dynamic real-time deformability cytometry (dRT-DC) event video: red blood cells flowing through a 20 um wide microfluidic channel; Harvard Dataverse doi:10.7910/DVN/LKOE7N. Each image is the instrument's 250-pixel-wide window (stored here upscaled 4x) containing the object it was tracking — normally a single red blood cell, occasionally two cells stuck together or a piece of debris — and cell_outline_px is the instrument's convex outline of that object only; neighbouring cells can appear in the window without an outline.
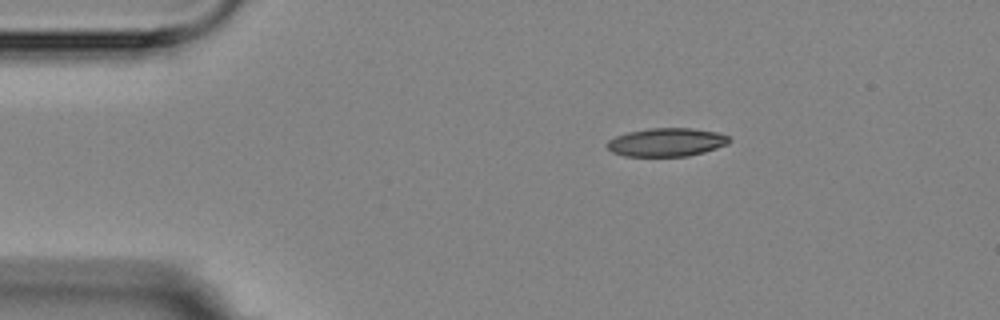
{"species": "Egyptian fruit bat (a non-hibernating species)", "species_latin": "Rousettus aegyptiacus", "temperature_condition": "room temperature", "stored_images_in_passage": 4, "camera_frame_rate_fps": 3000, "um_per_image_px": 0.085, "animal": {"sex": "female"}, "frame": {"image": 1, "passage_image": 1, "time_ms": 0.0, "image_size_px": [1000, 320], "cell_outline_px": [[732, 140], [728, 144], [704, 152], [688, 156], [624, 156], [612, 152], [604, 144], [608, 140], [616, 136], [628, 132], [648, 128], [692, 128], [716, 132], [728, 136]], "centroid_in_image_um": [56.64, 12.09], "position_along_channel_um": 28.4, "area_um2": 20.29}}
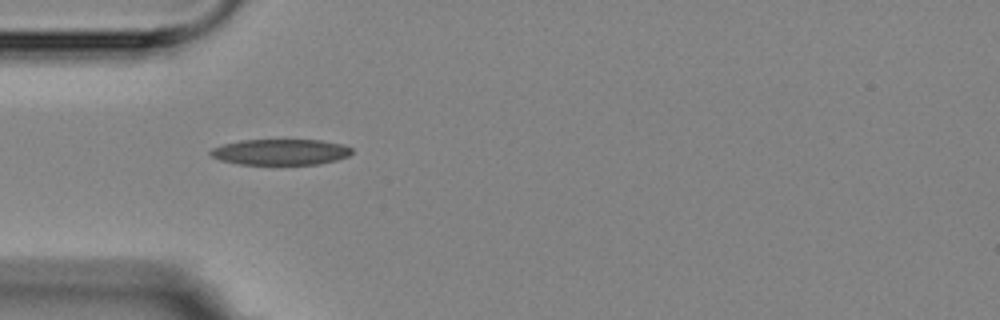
{"frame": {"image": 2, "passage_image": 3, "time_ms": 2.333, "image_size_px": [1000, 320], "cell_outline_px": [[352, 152], [348, 156], [336, 160], [320, 164], [240, 164], [220, 160], [212, 156], [208, 152], [212, 148], [224, 144], [240, 140], [320, 140], [344, 144], [352, 148]], "centroid_in_image_um": [23.86, 12.91], "position_along_channel_um": 61.1, "area_um2": 21.27}}
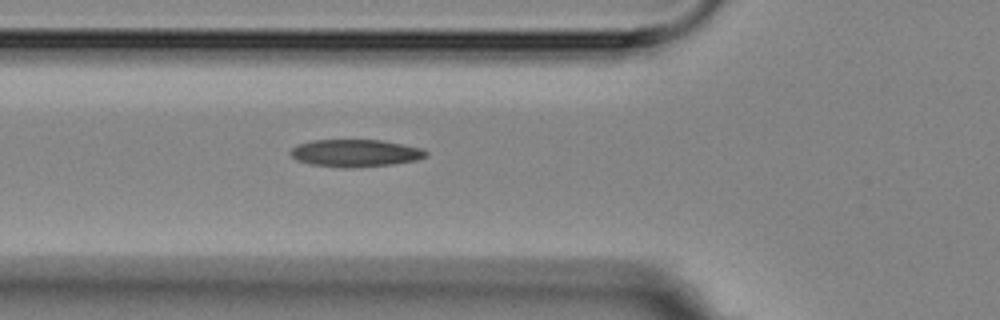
{"frame": {"image": 3, "passage_image": 4, "time_ms": 3.333, "image_size_px": [1000, 320], "cell_outline_px": [[428, 156], [416, 160], [392, 164], [348, 168], [312, 164], [296, 160], [288, 152], [296, 144], [312, 140], [380, 140], [424, 148], [428, 152]], "centroid_in_image_um": [30.21, 13.0], "position_along_channel_um": 95.6, "area_um2": 21.62}}